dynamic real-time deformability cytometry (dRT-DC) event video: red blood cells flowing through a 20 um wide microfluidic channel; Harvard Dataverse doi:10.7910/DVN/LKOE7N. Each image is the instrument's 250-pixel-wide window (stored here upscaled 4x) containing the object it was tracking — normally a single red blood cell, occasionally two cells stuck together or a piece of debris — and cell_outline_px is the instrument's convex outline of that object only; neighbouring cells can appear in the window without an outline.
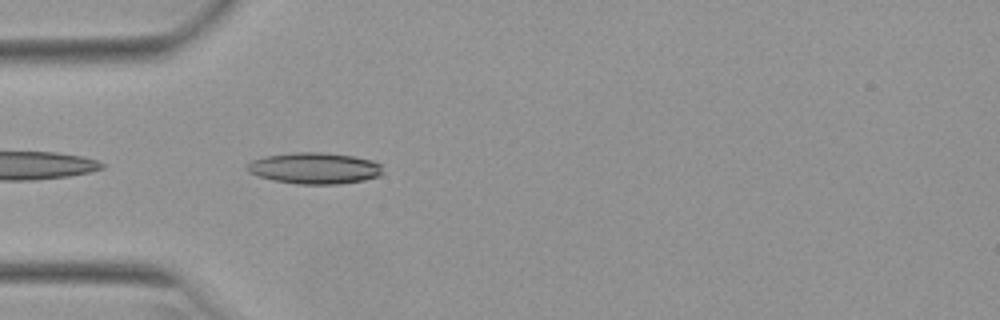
{"species": "Egyptian fruit bat (a non-hibernating species)", "species_latin": "Rousettus aegyptiacus", "temperature_condition": "warm", "stored_images_in_passage": 17, "camera_frame_rate_fps": 3000, "um_per_image_px": 0.085, "animal": {"sex": "female"}, "frame": {"image": 1, "passage_image": 2, "time_ms": 0.333, "image_size_px": [1000, 320], "cell_outline_px": [[384, 172], [380, 176], [364, 180], [340, 184], [300, 184], [272, 180], [248, 172], [244, 168], [252, 160], [264, 156], [292, 152], [324, 152], [352, 156], [372, 160], [380, 164]], "centroid_in_image_um": [26.74, 14.29], "position_along_channel_um": 58.3, "area_um2": 24.91}}
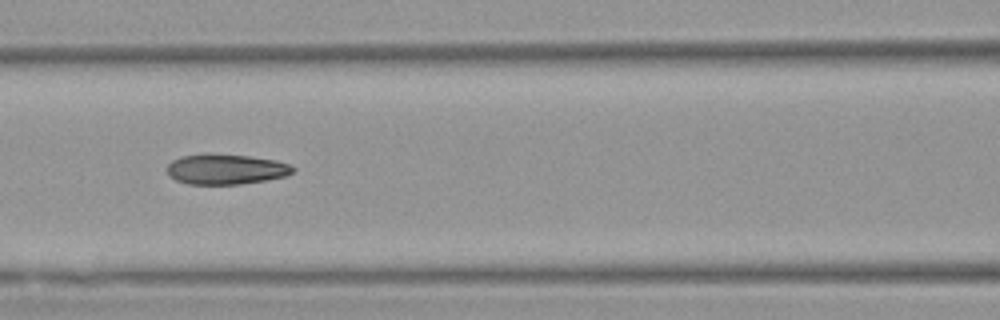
{"frame": {"image": 2, "passage_image": 9, "time_ms": 2.667, "image_size_px": [1000, 320], "cell_outline_px": [[296, 168], [292, 172], [284, 176], [264, 180], [240, 184], [188, 184], [176, 180], [164, 168], [172, 160], [180, 156], [208, 152], [248, 156], [276, 160], [288, 164]], "centroid_in_image_um": [19.15, 14.36], "position_along_channel_um": 147.5, "area_um2": 22.37}}
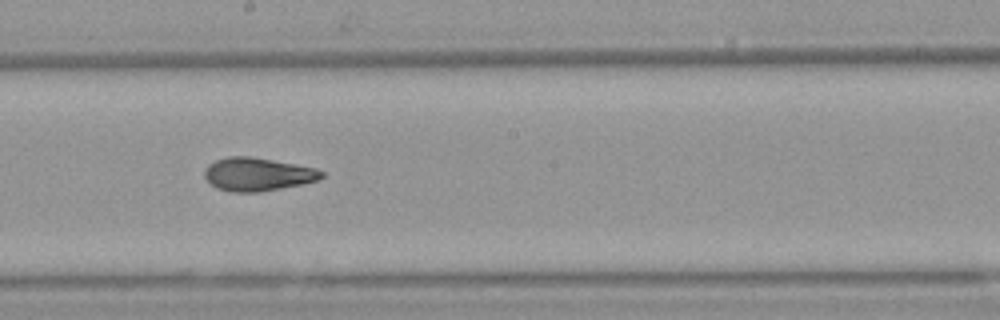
{"frame": {"image": 3, "passage_image": 15, "time_ms": 4.667, "image_size_px": [1000, 320], "cell_outline_px": [[324, 176], [316, 180], [300, 184], [260, 192], [228, 192], [216, 188], [204, 176], [204, 168], [208, 164], [216, 160], [228, 156], [252, 156], [296, 164], [316, 168], [324, 172]], "centroid_in_image_um": [21.86, 14.8], "position_along_channel_um": 226.3, "area_um2": 22.72}}